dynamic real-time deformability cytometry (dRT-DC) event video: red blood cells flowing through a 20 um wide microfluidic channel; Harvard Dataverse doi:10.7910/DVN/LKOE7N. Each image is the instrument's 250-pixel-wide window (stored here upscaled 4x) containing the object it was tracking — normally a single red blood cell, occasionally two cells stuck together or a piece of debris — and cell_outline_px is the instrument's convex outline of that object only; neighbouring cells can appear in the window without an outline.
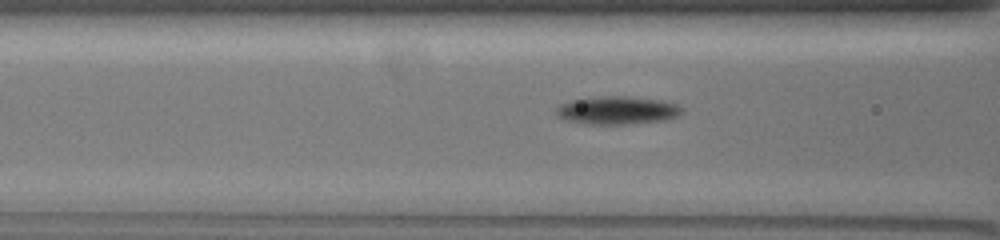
{"species": "common noctule bat (a hibernating species)", "species_latin": "Nyctalus noctula", "temperature_condition": "warm", "stored_images_in_passage": 32, "camera_frame_rate_fps": 3000, "um_per_image_px": 0.085, "animal": {"sex": "female", "body_mass_g": 19.5, "forearm_length_mm": 54.1}, "frame": {"image": 1, "passage_image": 4, "time_ms": 1.0, "image_size_px": [1000, 240], "cell_outline_px": [[680, 112], [676, 116], [664, 120], [624, 124], [592, 124], [568, 120], [560, 116], [556, 112], [556, 108], [560, 104], [572, 100], [600, 96], [624, 96], [660, 100], [676, 104], [680, 108]], "centroid_in_image_um": [52.44, 9.37], "position_along_channel_um": 114.2, "area_um2": 20.0}}
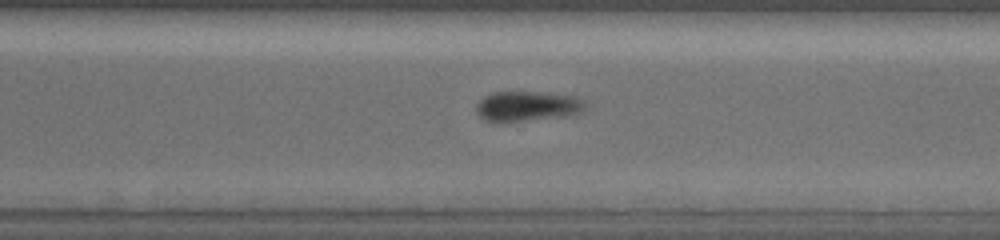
{"frame": {"image": 2, "passage_image": 21, "time_ms": 6.667, "image_size_px": [1000, 240], "cell_outline_px": [[584, 108], [576, 112], [520, 120], [484, 120], [476, 112], [476, 108], [480, 100], [484, 96], [492, 92], [536, 92], [572, 96], [580, 100], [584, 104]], "centroid_in_image_um": [44.68, 8.98], "position_along_channel_um": 325.9, "area_um2": 17.63}}
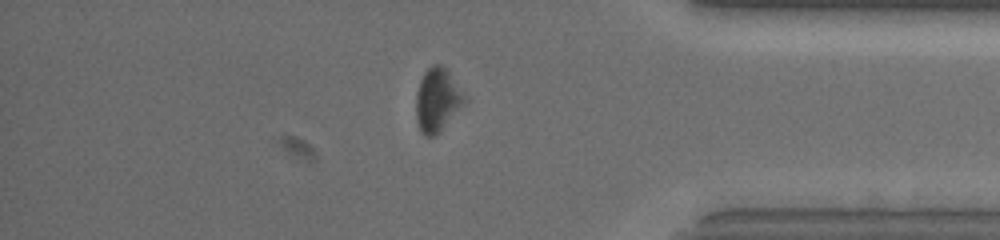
{"frame": {"image": 3, "passage_image": 28, "time_ms": 9.0, "image_size_px": [1000, 240], "cell_outline_px": [[460, 104], [440, 128], [432, 136], [424, 136], [420, 128], [416, 116], [416, 92], [420, 80], [424, 72], [432, 64], [440, 64], [448, 72], [460, 92]], "centroid_in_image_um": [37.03, 8.43], "position_along_channel_um": 398.2, "area_um2": 16.24}}